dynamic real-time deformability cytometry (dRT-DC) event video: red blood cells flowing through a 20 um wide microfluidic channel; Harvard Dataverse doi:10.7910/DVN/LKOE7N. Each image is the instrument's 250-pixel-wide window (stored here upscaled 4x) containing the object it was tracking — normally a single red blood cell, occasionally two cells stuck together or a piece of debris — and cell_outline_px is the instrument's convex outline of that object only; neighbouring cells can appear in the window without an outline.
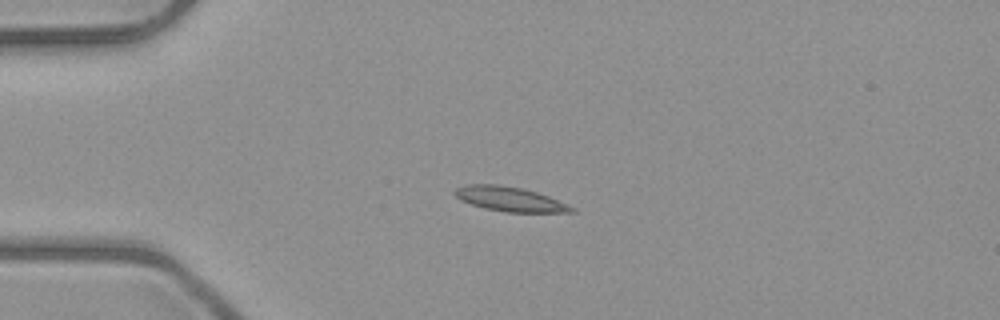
{"species": "common noctule bat (a hibernating species)", "species_latin": "Nyctalus noctula", "temperature_condition": "room temperature", "stored_images_in_passage": 4, "camera_frame_rate_fps": 3000, "um_per_image_px": 0.085, "animal": {"sex": "male", "body_mass_g": 23.1, "forearm_length_mm": 52.7}, "frame": {"image": 1, "passage_image": 3, "time_ms": 2.667, "image_size_px": [1000, 320], "cell_outline_px": [[576, 212], [504, 212], [484, 208], [460, 200], [452, 192], [456, 188], [464, 184], [496, 184], [520, 188], [536, 192], [548, 196], [568, 204], [576, 208]], "centroid_in_image_um": [43.32, 16.92], "position_along_channel_um": 41.7, "area_um2": 16.7}}